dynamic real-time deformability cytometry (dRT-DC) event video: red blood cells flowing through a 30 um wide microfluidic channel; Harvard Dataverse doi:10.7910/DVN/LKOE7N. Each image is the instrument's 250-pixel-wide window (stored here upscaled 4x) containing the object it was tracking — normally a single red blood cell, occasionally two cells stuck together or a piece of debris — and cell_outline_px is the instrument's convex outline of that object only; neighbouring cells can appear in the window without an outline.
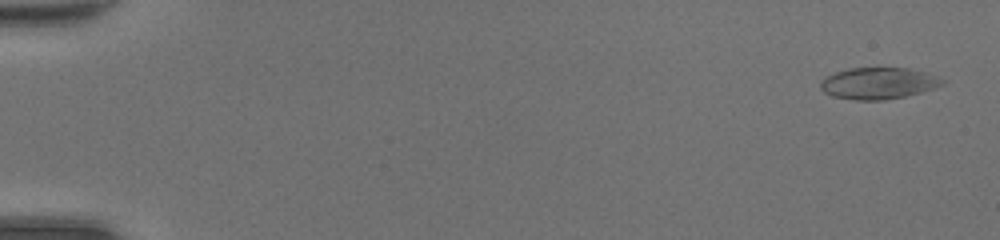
{"species": "common noctule bat (a hibernating species)", "species_latin": "Nyctalus noctula", "temperature_condition": "room temperature", "stored_images_in_passage": 48, "camera_frame_rate_fps": 3000, "um_per_image_px": 0.085, "animal": {"sex": "female", "body_mass_g": 20.0, "forearm_length_mm": 54.0}, "frame": {"image": 1, "passage_image": 2, "time_ms": 0.333, "image_size_px": [1000, 240], "cell_outline_px": [[948, 80], [944, 84], [920, 92], [904, 96], [884, 100], [856, 100], [832, 96], [824, 92], [820, 88], [820, 80], [824, 76], [848, 68], [908, 68], [924, 72]], "centroid_in_image_um": [74.63, 7.07], "position_along_channel_um": 10.4, "area_um2": 22.43}}
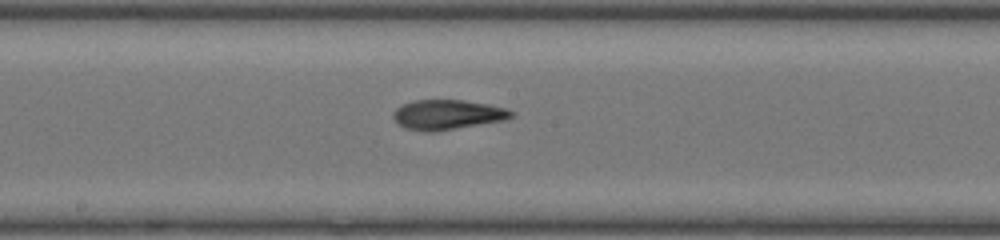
{"frame": {"image": 2, "passage_image": 27, "time_ms": 8.667, "image_size_px": [1000, 240], "cell_outline_px": [[516, 116], [504, 120], [436, 132], [424, 132], [404, 128], [396, 124], [392, 116], [392, 112], [400, 104], [412, 100], [464, 100], [488, 104], [508, 108], [516, 112]], "centroid_in_image_um": [38.02, 9.75], "position_along_channel_um": 210.2, "area_um2": 21.1}}
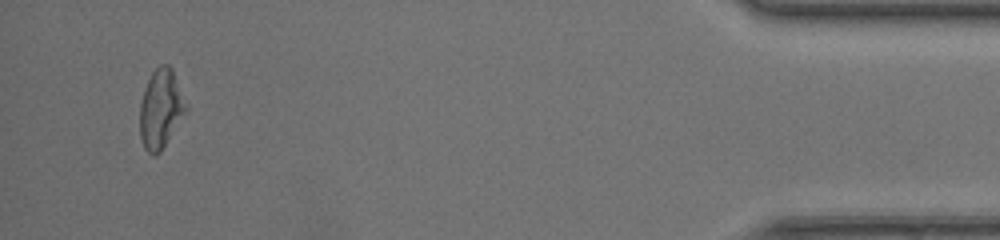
{"frame": {"image": 3, "passage_image": 46, "time_ms": 15.0, "image_size_px": [1000, 240], "cell_outline_px": [[188, 112], [160, 152], [156, 156], [152, 156], [144, 148], [140, 136], [140, 104], [144, 88], [152, 72], [160, 64], [168, 64], [172, 68], [188, 108]], "centroid_in_image_um": [13.67, 9.28], "position_along_channel_um": 421.5, "area_um2": 21.44}, "authors_computed_cell_mechanics": {"area_um2": 20.9814, "velocity_mm_per_s": 4.4491, "shape_relaxation_time_tau1_ms": 5.0728, "shape_relaxation_time_tau2_ms": 3.0562, "deformation_change_tau1": 0.2009, "deformation_change_tau2": 0.1353}}